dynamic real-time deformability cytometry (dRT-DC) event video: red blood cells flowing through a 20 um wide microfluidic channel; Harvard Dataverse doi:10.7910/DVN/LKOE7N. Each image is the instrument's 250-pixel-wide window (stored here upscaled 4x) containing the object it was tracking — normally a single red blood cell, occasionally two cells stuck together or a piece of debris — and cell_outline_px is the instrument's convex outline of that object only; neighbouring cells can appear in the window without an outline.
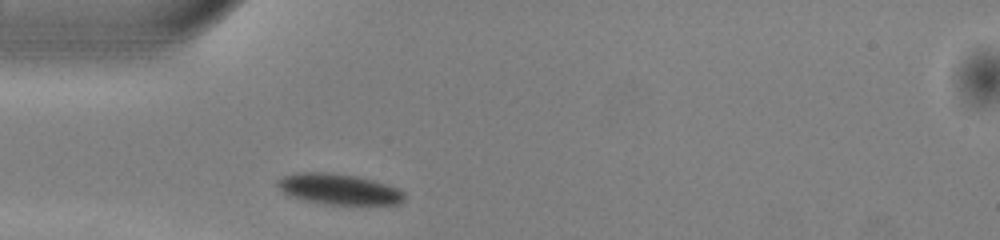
{"species": "common noctule bat (a hibernating species)", "species_latin": "Nyctalus noctula", "temperature_condition": "warm", "stored_images_in_passage": 11, "camera_frame_rate_fps": 3000, "um_per_image_px": 0.085, "animal": {"sex": "male", "body_mass_g": 13.0, "forearm_length_mm": 53.1}, "frame": {"image": 1, "passage_image": 1, "time_ms": 0.0, "image_size_px": [1000, 240], "cell_outline_px": [[404, 200], [400, 204], [328, 204], [304, 200], [288, 196], [276, 184], [276, 180], [284, 176], [296, 172], [324, 172], [356, 176], [372, 180], [396, 188], [404, 192]], "centroid_in_image_um": [28.76, 16.07], "position_along_channel_um": 56.2, "area_um2": 22.48}}
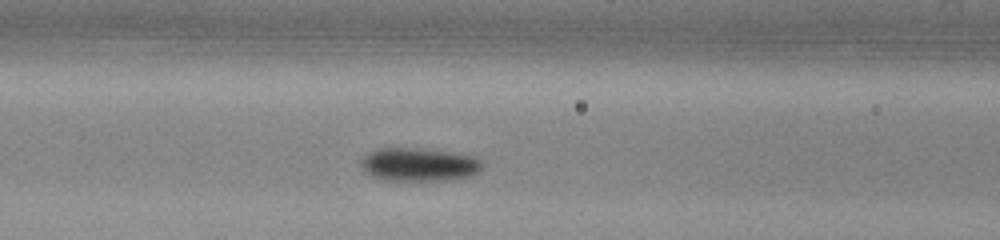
{"frame": {"image": 2, "passage_image": 7, "time_ms": 2.0, "image_size_px": [1000, 240], "cell_outline_px": [[484, 164], [480, 172], [472, 176], [440, 180], [380, 180], [368, 176], [364, 172], [360, 164], [364, 156], [368, 152], [380, 148], [420, 148], [452, 152], [480, 156]], "centroid_in_image_um": [35.64, 13.98], "position_along_channel_um": 131.0, "area_um2": 24.1}}
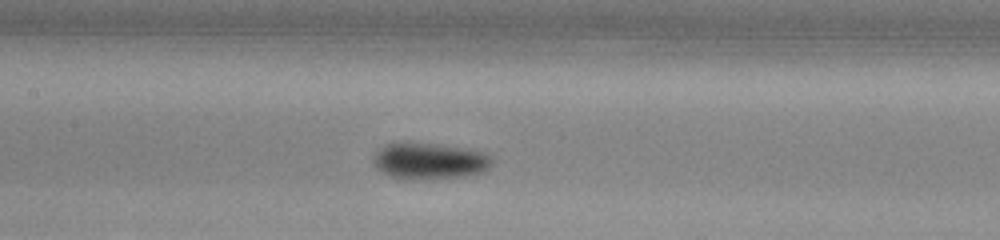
{"frame": {"image": 3, "passage_image": 10, "time_ms": 3.0, "image_size_px": [1000, 240], "cell_outline_px": [[492, 164], [484, 172], [464, 176], [432, 180], [416, 180], [388, 176], [376, 168], [376, 152], [384, 144], [396, 140], [444, 144], [484, 152], [492, 156]], "centroid_in_image_um": [36.52, 13.66], "position_along_channel_um": 170.9, "area_um2": 25.95}}